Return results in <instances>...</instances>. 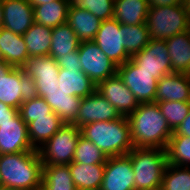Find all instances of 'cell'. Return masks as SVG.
<instances>
[{"mask_svg": "<svg viewBox=\"0 0 190 190\" xmlns=\"http://www.w3.org/2000/svg\"><path fill=\"white\" fill-rule=\"evenodd\" d=\"M127 118L134 147L167 148L173 130L157 103H139L138 108Z\"/></svg>", "mask_w": 190, "mask_h": 190, "instance_id": "obj_1", "label": "cell"}, {"mask_svg": "<svg viewBox=\"0 0 190 190\" xmlns=\"http://www.w3.org/2000/svg\"><path fill=\"white\" fill-rule=\"evenodd\" d=\"M73 183L77 190H96L100 189L105 164L87 165L78 162L68 164Z\"/></svg>", "mask_w": 190, "mask_h": 190, "instance_id": "obj_23", "label": "cell"}, {"mask_svg": "<svg viewBox=\"0 0 190 190\" xmlns=\"http://www.w3.org/2000/svg\"><path fill=\"white\" fill-rule=\"evenodd\" d=\"M42 98L52 108L64 123L72 124L78 115L81 97L67 95L66 92L58 89L44 93Z\"/></svg>", "mask_w": 190, "mask_h": 190, "instance_id": "obj_21", "label": "cell"}, {"mask_svg": "<svg viewBox=\"0 0 190 190\" xmlns=\"http://www.w3.org/2000/svg\"><path fill=\"white\" fill-rule=\"evenodd\" d=\"M189 38H190V27H189ZM189 43H190V40H189ZM186 74L190 75V68H189V71Z\"/></svg>", "mask_w": 190, "mask_h": 190, "instance_id": "obj_47", "label": "cell"}, {"mask_svg": "<svg viewBox=\"0 0 190 190\" xmlns=\"http://www.w3.org/2000/svg\"><path fill=\"white\" fill-rule=\"evenodd\" d=\"M35 150L29 139L28 126L19 113L11 121L0 123V155Z\"/></svg>", "mask_w": 190, "mask_h": 190, "instance_id": "obj_14", "label": "cell"}, {"mask_svg": "<svg viewBox=\"0 0 190 190\" xmlns=\"http://www.w3.org/2000/svg\"><path fill=\"white\" fill-rule=\"evenodd\" d=\"M2 3H3V0H0V28L2 27V23H3V9H2Z\"/></svg>", "mask_w": 190, "mask_h": 190, "instance_id": "obj_45", "label": "cell"}, {"mask_svg": "<svg viewBox=\"0 0 190 190\" xmlns=\"http://www.w3.org/2000/svg\"><path fill=\"white\" fill-rule=\"evenodd\" d=\"M70 0H55L33 8L34 22L55 28L58 25L67 23L68 8Z\"/></svg>", "mask_w": 190, "mask_h": 190, "instance_id": "obj_27", "label": "cell"}, {"mask_svg": "<svg viewBox=\"0 0 190 190\" xmlns=\"http://www.w3.org/2000/svg\"><path fill=\"white\" fill-rule=\"evenodd\" d=\"M130 60L139 69L154 73V78L157 80L172 73L165 40L150 39L148 45L133 55Z\"/></svg>", "mask_w": 190, "mask_h": 190, "instance_id": "obj_11", "label": "cell"}, {"mask_svg": "<svg viewBox=\"0 0 190 190\" xmlns=\"http://www.w3.org/2000/svg\"><path fill=\"white\" fill-rule=\"evenodd\" d=\"M41 187L44 190H77L68 165H43Z\"/></svg>", "mask_w": 190, "mask_h": 190, "instance_id": "obj_30", "label": "cell"}, {"mask_svg": "<svg viewBox=\"0 0 190 190\" xmlns=\"http://www.w3.org/2000/svg\"><path fill=\"white\" fill-rule=\"evenodd\" d=\"M43 164L37 150L0 155V186L36 190L42 184Z\"/></svg>", "mask_w": 190, "mask_h": 190, "instance_id": "obj_2", "label": "cell"}, {"mask_svg": "<svg viewBox=\"0 0 190 190\" xmlns=\"http://www.w3.org/2000/svg\"><path fill=\"white\" fill-rule=\"evenodd\" d=\"M127 155L135 175V190H160L167 165L166 149L134 147Z\"/></svg>", "mask_w": 190, "mask_h": 190, "instance_id": "obj_4", "label": "cell"}, {"mask_svg": "<svg viewBox=\"0 0 190 190\" xmlns=\"http://www.w3.org/2000/svg\"><path fill=\"white\" fill-rule=\"evenodd\" d=\"M96 91L106 98L122 116H128L138 108L139 102L118 74L99 82L96 85Z\"/></svg>", "mask_w": 190, "mask_h": 190, "instance_id": "obj_15", "label": "cell"}, {"mask_svg": "<svg viewBox=\"0 0 190 190\" xmlns=\"http://www.w3.org/2000/svg\"><path fill=\"white\" fill-rule=\"evenodd\" d=\"M149 7L183 4L184 0H147Z\"/></svg>", "mask_w": 190, "mask_h": 190, "instance_id": "obj_41", "label": "cell"}, {"mask_svg": "<svg viewBox=\"0 0 190 190\" xmlns=\"http://www.w3.org/2000/svg\"><path fill=\"white\" fill-rule=\"evenodd\" d=\"M70 4L91 12L101 21L112 19L114 15V0H70Z\"/></svg>", "mask_w": 190, "mask_h": 190, "instance_id": "obj_37", "label": "cell"}, {"mask_svg": "<svg viewBox=\"0 0 190 190\" xmlns=\"http://www.w3.org/2000/svg\"><path fill=\"white\" fill-rule=\"evenodd\" d=\"M12 67L13 66H11L10 64H8L4 61H1L0 62V78L5 76L6 73L9 72Z\"/></svg>", "mask_w": 190, "mask_h": 190, "instance_id": "obj_42", "label": "cell"}, {"mask_svg": "<svg viewBox=\"0 0 190 190\" xmlns=\"http://www.w3.org/2000/svg\"><path fill=\"white\" fill-rule=\"evenodd\" d=\"M0 190H19V189L7 188V187L0 186Z\"/></svg>", "mask_w": 190, "mask_h": 190, "instance_id": "obj_46", "label": "cell"}, {"mask_svg": "<svg viewBox=\"0 0 190 190\" xmlns=\"http://www.w3.org/2000/svg\"><path fill=\"white\" fill-rule=\"evenodd\" d=\"M55 60L60 69L82 70L78 50L71 52V54L66 55L63 58H56Z\"/></svg>", "mask_w": 190, "mask_h": 190, "instance_id": "obj_38", "label": "cell"}, {"mask_svg": "<svg viewBox=\"0 0 190 190\" xmlns=\"http://www.w3.org/2000/svg\"><path fill=\"white\" fill-rule=\"evenodd\" d=\"M2 27L23 35L34 23V10L28 0H3Z\"/></svg>", "mask_w": 190, "mask_h": 190, "instance_id": "obj_17", "label": "cell"}, {"mask_svg": "<svg viewBox=\"0 0 190 190\" xmlns=\"http://www.w3.org/2000/svg\"><path fill=\"white\" fill-rule=\"evenodd\" d=\"M18 113L19 109L0 102V123L11 121Z\"/></svg>", "mask_w": 190, "mask_h": 190, "instance_id": "obj_39", "label": "cell"}, {"mask_svg": "<svg viewBox=\"0 0 190 190\" xmlns=\"http://www.w3.org/2000/svg\"><path fill=\"white\" fill-rule=\"evenodd\" d=\"M166 153L167 163L190 167V138L184 135H172Z\"/></svg>", "mask_w": 190, "mask_h": 190, "instance_id": "obj_33", "label": "cell"}, {"mask_svg": "<svg viewBox=\"0 0 190 190\" xmlns=\"http://www.w3.org/2000/svg\"><path fill=\"white\" fill-rule=\"evenodd\" d=\"M117 74L139 103H154L158 80L154 73L139 69L130 59L118 66Z\"/></svg>", "mask_w": 190, "mask_h": 190, "instance_id": "obj_9", "label": "cell"}, {"mask_svg": "<svg viewBox=\"0 0 190 190\" xmlns=\"http://www.w3.org/2000/svg\"><path fill=\"white\" fill-rule=\"evenodd\" d=\"M122 117L118 110L96 90L82 98L76 120L72 123L81 128L92 122L117 120Z\"/></svg>", "mask_w": 190, "mask_h": 190, "instance_id": "obj_12", "label": "cell"}, {"mask_svg": "<svg viewBox=\"0 0 190 190\" xmlns=\"http://www.w3.org/2000/svg\"><path fill=\"white\" fill-rule=\"evenodd\" d=\"M31 84V93L42 96L59 89V66L51 56L29 57L22 67Z\"/></svg>", "mask_w": 190, "mask_h": 190, "instance_id": "obj_7", "label": "cell"}, {"mask_svg": "<svg viewBox=\"0 0 190 190\" xmlns=\"http://www.w3.org/2000/svg\"><path fill=\"white\" fill-rule=\"evenodd\" d=\"M93 41L117 66H121L131 58L123 46V24L114 18L101 21Z\"/></svg>", "mask_w": 190, "mask_h": 190, "instance_id": "obj_10", "label": "cell"}, {"mask_svg": "<svg viewBox=\"0 0 190 190\" xmlns=\"http://www.w3.org/2000/svg\"><path fill=\"white\" fill-rule=\"evenodd\" d=\"M81 130L65 123L46 143L37 149L43 165H68L72 163Z\"/></svg>", "mask_w": 190, "mask_h": 190, "instance_id": "obj_6", "label": "cell"}, {"mask_svg": "<svg viewBox=\"0 0 190 190\" xmlns=\"http://www.w3.org/2000/svg\"><path fill=\"white\" fill-rule=\"evenodd\" d=\"M82 71L97 85L117 74L118 66L109 59L94 41H82L79 48Z\"/></svg>", "mask_w": 190, "mask_h": 190, "instance_id": "obj_8", "label": "cell"}, {"mask_svg": "<svg viewBox=\"0 0 190 190\" xmlns=\"http://www.w3.org/2000/svg\"><path fill=\"white\" fill-rule=\"evenodd\" d=\"M58 76L59 89L67 95L85 98L96 90L95 83L82 70L60 69Z\"/></svg>", "mask_w": 190, "mask_h": 190, "instance_id": "obj_22", "label": "cell"}, {"mask_svg": "<svg viewBox=\"0 0 190 190\" xmlns=\"http://www.w3.org/2000/svg\"><path fill=\"white\" fill-rule=\"evenodd\" d=\"M0 55L2 60L13 67L22 68L29 59L28 49L22 35L0 28Z\"/></svg>", "mask_w": 190, "mask_h": 190, "instance_id": "obj_19", "label": "cell"}, {"mask_svg": "<svg viewBox=\"0 0 190 190\" xmlns=\"http://www.w3.org/2000/svg\"><path fill=\"white\" fill-rule=\"evenodd\" d=\"M134 177L128 155L108 157L99 190H135Z\"/></svg>", "mask_w": 190, "mask_h": 190, "instance_id": "obj_13", "label": "cell"}, {"mask_svg": "<svg viewBox=\"0 0 190 190\" xmlns=\"http://www.w3.org/2000/svg\"><path fill=\"white\" fill-rule=\"evenodd\" d=\"M107 158L108 157L92 141L80 135L72 162L87 165L105 164Z\"/></svg>", "mask_w": 190, "mask_h": 190, "instance_id": "obj_34", "label": "cell"}, {"mask_svg": "<svg viewBox=\"0 0 190 190\" xmlns=\"http://www.w3.org/2000/svg\"><path fill=\"white\" fill-rule=\"evenodd\" d=\"M67 24L74 30L81 42L93 41L99 30L101 20L91 12L70 4L68 8Z\"/></svg>", "mask_w": 190, "mask_h": 190, "instance_id": "obj_20", "label": "cell"}, {"mask_svg": "<svg viewBox=\"0 0 190 190\" xmlns=\"http://www.w3.org/2000/svg\"><path fill=\"white\" fill-rule=\"evenodd\" d=\"M183 4H184V7H185V10L188 13V17L190 19V0H184Z\"/></svg>", "mask_w": 190, "mask_h": 190, "instance_id": "obj_44", "label": "cell"}, {"mask_svg": "<svg viewBox=\"0 0 190 190\" xmlns=\"http://www.w3.org/2000/svg\"><path fill=\"white\" fill-rule=\"evenodd\" d=\"M146 25L150 39L166 40L189 30L190 19L184 4L149 7Z\"/></svg>", "mask_w": 190, "mask_h": 190, "instance_id": "obj_5", "label": "cell"}, {"mask_svg": "<svg viewBox=\"0 0 190 190\" xmlns=\"http://www.w3.org/2000/svg\"><path fill=\"white\" fill-rule=\"evenodd\" d=\"M30 94L31 84L23 68L12 67L0 78V102L19 109Z\"/></svg>", "mask_w": 190, "mask_h": 190, "instance_id": "obj_16", "label": "cell"}, {"mask_svg": "<svg viewBox=\"0 0 190 190\" xmlns=\"http://www.w3.org/2000/svg\"><path fill=\"white\" fill-rule=\"evenodd\" d=\"M189 30L166 39L172 73H187L190 68Z\"/></svg>", "mask_w": 190, "mask_h": 190, "instance_id": "obj_24", "label": "cell"}, {"mask_svg": "<svg viewBox=\"0 0 190 190\" xmlns=\"http://www.w3.org/2000/svg\"><path fill=\"white\" fill-rule=\"evenodd\" d=\"M155 103L158 104L162 115L173 131L183 122L190 111V102L163 101Z\"/></svg>", "mask_w": 190, "mask_h": 190, "instance_id": "obj_36", "label": "cell"}, {"mask_svg": "<svg viewBox=\"0 0 190 190\" xmlns=\"http://www.w3.org/2000/svg\"><path fill=\"white\" fill-rule=\"evenodd\" d=\"M160 190H190V167L167 163Z\"/></svg>", "mask_w": 190, "mask_h": 190, "instance_id": "obj_32", "label": "cell"}, {"mask_svg": "<svg viewBox=\"0 0 190 190\" xmlns=\"http://www.w3.org/2000/svg\"><path fill=\"white\" fill-rule=\"evenodd\" d=\"M80 42L74 30L67 23L58 25L52 28L49 56L54 59L63 58L78 50Z\"/></svg>", "mask_w": 190, "mask_h": 190, "instance_id": "obj_28", "label": "cell"}, {"mask_svg": "<svg viewBox=\"0 0 190 190\" xmlns=\"http://www.w3.org/2000/svg\"><path fill=\"white\" fill-rule=\"evenodd\" d=\"M80 130L81 135L92 141L107 157L127 155L134 148L127 116L92 122Z\"/></svg>", "mask_w": 190, "mask_h": 190, "instance_id": "obj_3", "label": "cell"}, {"mask_svg": "<svg viewBox=\"0 0 190 190\" xmlns=\"http://www.w3.org/2000/svg\"><path fill=\"white\" fill-rule=\"evenodd\" d=\"M65 123L54 112L49 117L35 118L28 126V135L34 149H39L46 143Z\"/></svg>", "mask_w": 190, "mask_h": 190, "instance_id": "obj_26", "label": "cell"}, {"mask_svg": "<svg viewBox=\"0 0 190 190\" xmlns=\"http://www.w3.org/2000/svg\"><path fill=\"white\" fill-rule=\"evenodd\" d=\"M150 35L145 24L125 25L123 24V46L132 57L148 45Z\"/></svg>", "mask_w": 190, "mask_h": 190, "instance_id": "obj_31", "label": "cell"}, {"mask_svg": "<svg viewBox=\"0 0 190 190\" xmlns=\"http://www.w3.org/2000/svg\"><path fill=\"white\" fill-rule=\"evenodd\" d=\"M172 135H184L190 138V111L183 122L173 131Z\"/></svg>", "mask_w": 190, "mask_h": 190, "instance_id": "obj_40", "label": "cell"}, {"mask_svg": "<svg viewBox=\"0 0 190 190\" xmlns=\"http://www.w3.org/2000/svg\"><path fill=\"white\" fill-rule=\"evenodd\" d=\"M163 101L190 102V75L173 72L159 79L155 102Z\"/></svg>", "mask_w": 190, "mask_h": 190, "instance_id": "obj_18", "label": "cell"}, {"mask_svg": "<svg viewBox=\"0 0 190 190\" xmlns=\"http://www.w3.org/2000/svg\"><path fill=\"white\" fill-rule=\"evenodd\" d=\"M149 10L147 0H114V15L120 24H145Z\"/></svg>", "mask_w": 190, "mask_h": 190, "instance_id": "obj_25", "label": "cell"}, {"mask_svg": "<svg viewBox=\"0 0 190 190\" xmlns=\"http://www.w3.org/2000/svg\"><path fill=\"white\" fill-rule=\"evenodd\" d=\"M22 36L29 57L49 56L52 28L34 22Z\"/></svg>", "mask_w": 190, "mask_h": 190, "instance_id": "obj_29", "label": "cell"}, {"mask_svg": "<svg viewBox=\"0 0 190 190\" xmlns=\"http://www.w3.org/2000/svg\"><path fill=\"white\" fill-rule=\"evenodd\" d=\"M30 5L34 8L38 5H43V4H46V3H49V2H53L55 0H28Z\"/></svg>", "mask_w": 190, "mask_h": 190, "instance_id": "obj_43", "label": "cell"}, {"mask_svg": "<svg viewBox=\"0 0 190 190\" xmlns=\"http://www.w3.org/2000/svg\"><path fill=\"white\" fill-rule=\"evenodd\" d=\"M52 112V108L46 103L45 99L33 93L22 102L19 108V114L27 125L35 121V118L49 117Z\"/></svg>", "mask_w": 190, "mask_h": 190, "instance_id": "obj_35", "label": "cell"}]
</instances>
